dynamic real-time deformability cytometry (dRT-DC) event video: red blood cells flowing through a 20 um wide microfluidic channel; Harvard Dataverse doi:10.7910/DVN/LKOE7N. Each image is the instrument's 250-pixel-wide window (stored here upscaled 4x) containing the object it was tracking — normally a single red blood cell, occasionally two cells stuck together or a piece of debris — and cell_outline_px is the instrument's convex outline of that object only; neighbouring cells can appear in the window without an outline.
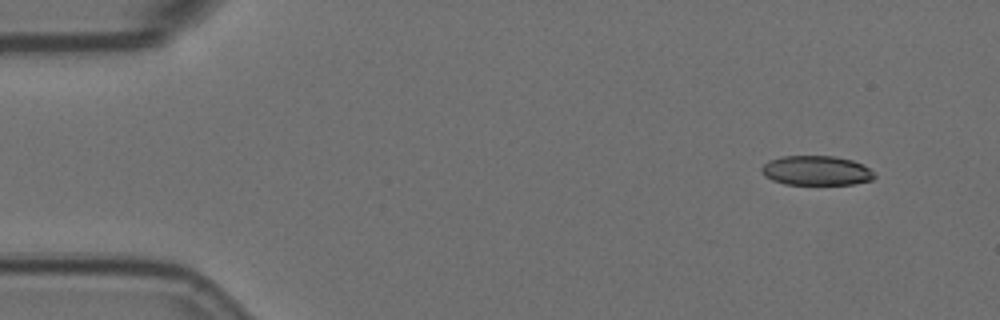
{"species": "Egyptian fruit bat (a non-hibernating species)", "species_latin": "Rousettus aegyptiacus", "temperature_condition": "room temperature", "stored_images_in_passage": 3, "camera_frame_rate_fps": 3000, "um_per_image_px": 0.085, "animal": {"sex": "female"}, "frame": {"image": 1, "passage_image": 1, "time_ms": 0.0, "image_size_px": [1000, 320], "cell_outline_px": [[876, 176], [872, 180], [852, 184], [784, 184], [772, 180], [764, 176], [760, 172], [760, 168], [768, 160], [780, 156], [836, 156], [852, 160], [868, 168]], "centroid_in_image_um": [69.33, 14.49], "position_along_channel_um": 15.7, "area_um2": 19.48}}
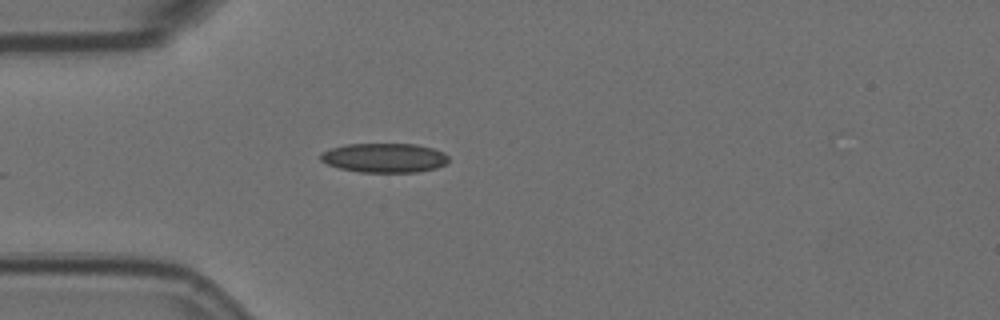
{"frame": {"image": 2, "passage_image": 3, "time_ms": 0.667, "image_size_px": [1000, 320], "cell_outline_px": [[448, 160], [444, 164], [436, 168], [416, 172], [360, 172], [340, 168], [328, 164], [320, 160], [320, 152], [332, 148], [348, 144], [416, 144], [432, 148], [444, 152], [448, 156]], "centroid_in_image_um": [32.66, 13.41], "position_along_channel_um": 52.3, "area_um2": 21.79}}